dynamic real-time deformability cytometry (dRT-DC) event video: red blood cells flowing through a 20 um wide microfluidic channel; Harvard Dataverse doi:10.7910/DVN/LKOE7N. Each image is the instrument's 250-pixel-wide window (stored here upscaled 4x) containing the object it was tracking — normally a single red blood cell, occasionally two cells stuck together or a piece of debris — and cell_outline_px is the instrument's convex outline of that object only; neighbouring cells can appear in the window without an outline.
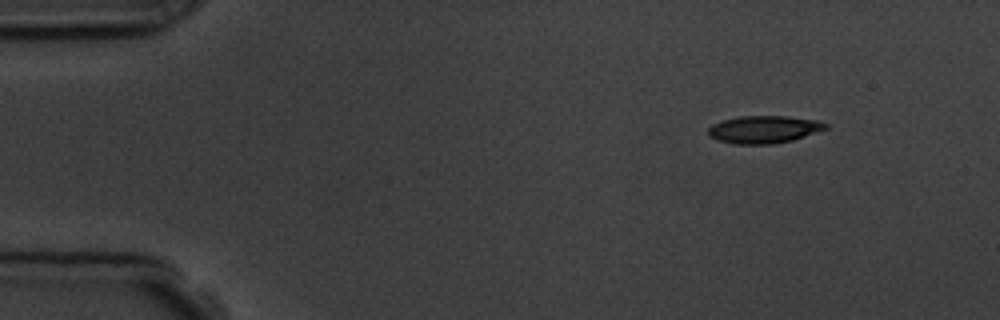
{"species": "common noctule bat (a hibernating species)", "species_latin": "Nyctalus noctula", "temperature_condition": "room temperature", "stored_images_in_passage": 7, "camera_frame_rate_fps": 3000, "um_per_image_px": 0.085, "animal": {"sex": "male", "body_mass_g": 19.5, "forearm_length_mm": 54.6}, "frame": {"image": 1, "passage_image": 1, "time_ms": 0.0, "image_size_px": [1000, 320], "cell_outline_px": [[828, 128], [792, 140], [772, 144], [736, 144], [716, 140], [708, 136], [708, 128], [712, 124], [724, 120], [740, 116], [788, 116], [816, 120], [828, 124]], "centroid_in_image_um": [64.9, 11.0], "position_along_channel_um": 20.1, "area_um2": 18.79}}
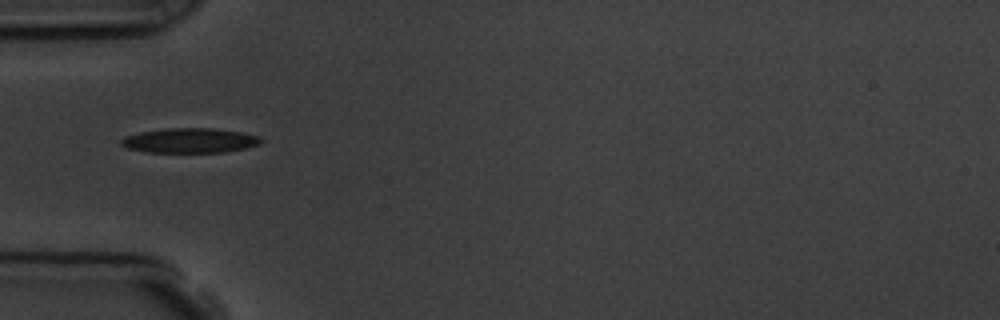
{"frame": {"image": 2, "passage_image": 4, "time_ms": 3.667, "image_size_px": [1000, 320], "cell_outline_px": [[264, 140], [260, 144], [244, 148], [224, 152], [144, 152], [128, 148], [120, 144], [120, 140], [124, 136], [140, 132], [164, 128], [212, 128], [240, 132], [260, 136]], "centroid_in_image_um": [16.12, 11.94], "position_along_channel_um": 68.9, "area_um2": 20.23}}